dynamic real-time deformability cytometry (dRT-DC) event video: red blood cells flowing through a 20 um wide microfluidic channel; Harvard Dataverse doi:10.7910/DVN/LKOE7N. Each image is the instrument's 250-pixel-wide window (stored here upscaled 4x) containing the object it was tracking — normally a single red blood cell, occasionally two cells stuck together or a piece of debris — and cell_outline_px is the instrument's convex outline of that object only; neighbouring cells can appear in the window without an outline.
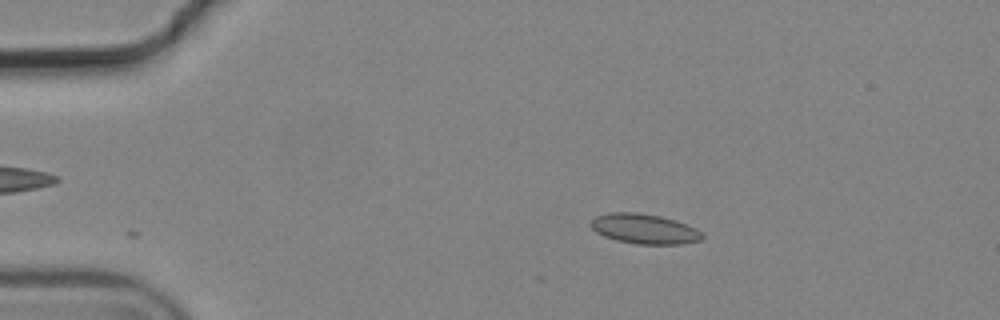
{"species": "common noctule bat (a hibernating species)", "species_latin": "Nyctalus noctula", "temperature_condition": "cold", "stored_images_in_passage": 5, "camera_frame_rate_fps": 3000, "um_per_image_px": 0.085, "animal": {"sex": "male", "body_mass_g": 19.2, "forearm_length_mm": 51.8}, "frame": {"image": 1, "passage_image": 2, "time_ms": 0.333, "image_size_px": [1000, 320], "cell_outline_px": [[704, 236], [700, 240], [680, 244], [636, 244], [616, 240], [604, 236], [596, 232], [588, 224], [596, 216], [608, 212], [636, 212], [660, 216], [676, 220], [696, 228]], "centroid_in_image_um": [54.74, 19.44], "position_along_channel_um": 30.3, "area_um2": 19.48}}
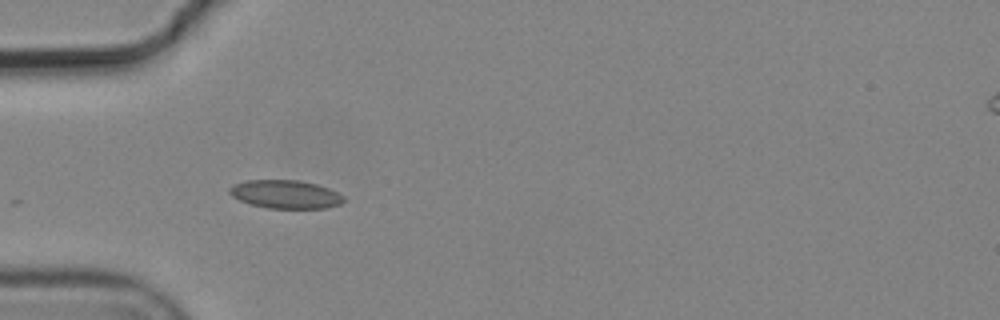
{"frame": {"image": 2, "passage_image": 4, "time_ms": 1.0, "image_size_px": [1000, 320], "cell_outline_px": [[344, 200], [340, 204], [328, 208], [268, 208], [252, 204], [240, 200], [232, 196], [228, 192], [228, 188], [232, 184], [244, 180], [300, 180], [316, 184], [328, 188], [344, 196]], "centroid_in_image_um": [24.24, 16.5], "position_along_channel_um": 60.8, "area_um2": 18.9}}
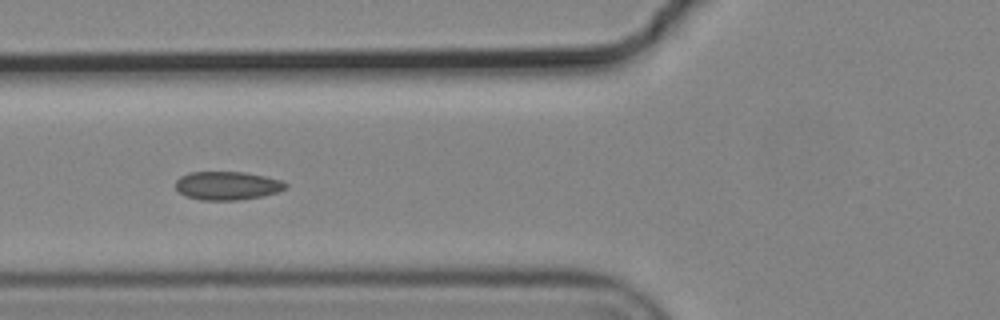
{"frame": {"image": 3, "passage_image": 5, "time_ms": 1.333, "image_size_px": [1000, 320], "cell_outline_px": [[288, 188], [276, 192], [260, 196], [240, 200], [200, 200], [184, 196], [176, 188], [176, 180], [180, 176], [188, 172], [244, 172], [264, 176], [280, 180], [288, 184]], "centroid_in_image_um": [19.29, 15.78], "position_along_channel_um": 106.5, "area_um2": 18.26}}